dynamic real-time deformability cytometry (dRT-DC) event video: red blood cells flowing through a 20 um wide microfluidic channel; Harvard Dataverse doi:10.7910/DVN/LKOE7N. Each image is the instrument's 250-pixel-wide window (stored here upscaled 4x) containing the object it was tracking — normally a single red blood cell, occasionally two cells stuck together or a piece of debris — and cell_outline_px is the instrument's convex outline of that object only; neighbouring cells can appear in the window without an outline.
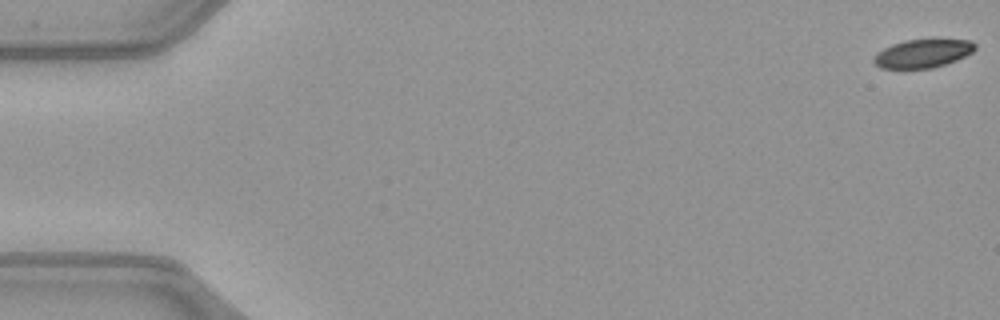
{"species": "common noctule bat (a hibernating species)", "species_latin": "Nyctalus noctula", "temperature_condition": "warm", "stored_images_in_passage": 52, "camera_frame_rate_fps": 3000, "um_per_image_px": 0.085, "animal": {"sex": "female", "body_mass_g": 21.9}, "frame": {"image": 1, "passage_image": 1, "time_ms": 0.0, "image_size_px": [1000, 320], "cell_outline_px": [[976, 48], [972, 52], [956, 60], [932, 68], [880, 68], [872, 60], [884, 48], [892, 44], [908, 40], [968, 40], [976, 44]], "centroid_in_image_um": [78.45, 4.55], "position_along_channel_um": 6.6, "area_um2": 16.3}}
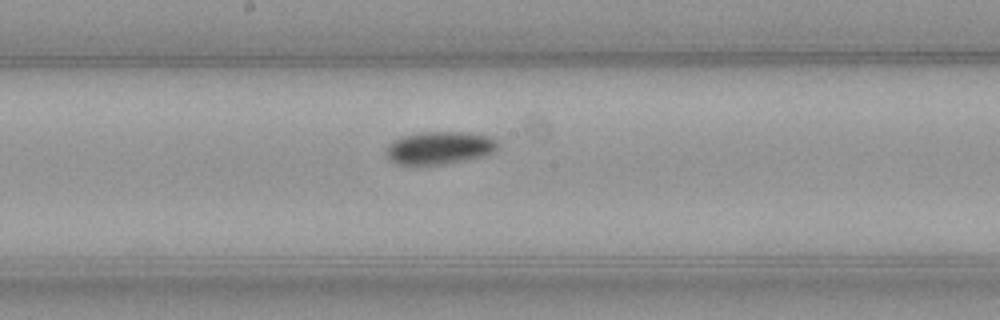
{"frame": {"image": 2, "passage_image": 28, "time_ms": 9.0, "image_size_px": [1000, 320], "cell_outline_px": [[500, 148], [488, 156], [468, 160], [444, 164], [416, 168], [396, 164], [388, 160], [384, 152], [384, 148], [392, 140], [400, 136], [420, 132], [468, 132], [488, 136], [496, 140], [500, 144]], "centroid_in_image_um": [37.3, 12.61], "position_along_channel_um": 210.9, "area_um2": 22.66}}
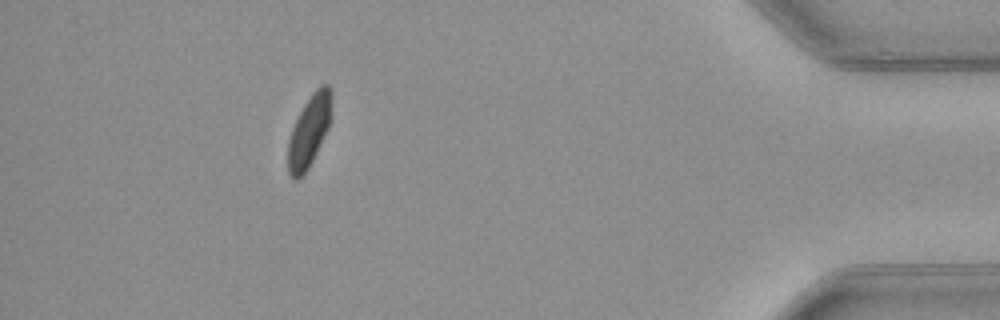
{"frame": {"image": 3, "passage_image": 47, "time_ms": 15.333, "image_size_px": [1000, 320], "cell_outline_px": [[332, 96], [328, 128], [308, 168], [296, 180], [292, 180], [288, 172], [288, 140], [292, 128], [304, 104], [312, 92], [320, 84], [328, 84], [332, 88]], "centroid_in_image_um": [26.27, 11.09], "position_along_channel_um": 408.9, "area_um2": 17.98}, "authors_computed_cell_mechanics": {"area_um2": 19.2185, "velocity_mm_per_s": 4.0451, "shape_relaxation_time_tau1_ms": 4.7842, "shape_relaxation_time_tau2_ms": null, "deformation_change_tau1": 0.1109, "deformation_change_tau2": null}}